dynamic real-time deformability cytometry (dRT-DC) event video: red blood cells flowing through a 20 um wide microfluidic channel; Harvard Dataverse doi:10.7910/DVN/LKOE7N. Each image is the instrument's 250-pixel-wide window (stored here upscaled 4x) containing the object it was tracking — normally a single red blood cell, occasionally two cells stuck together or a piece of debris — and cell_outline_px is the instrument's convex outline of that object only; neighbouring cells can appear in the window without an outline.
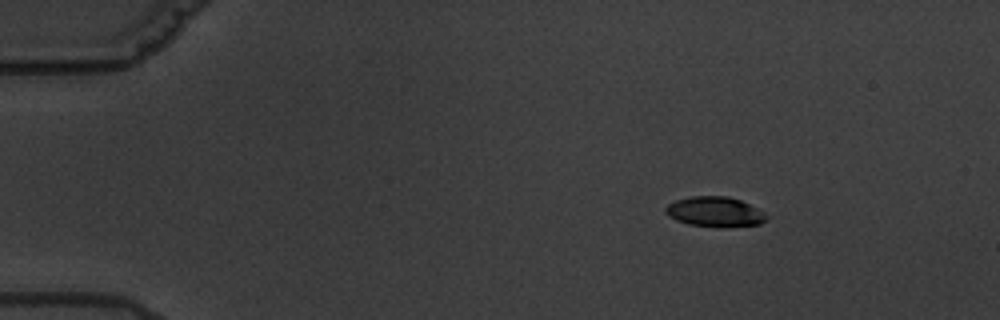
{"species": "common noctule bat (a hibernating species)", "species_latin": "Nyctalus noctula", "temperature_condition": "warm", "stored_images_in_passage": 3, "camera_frame_rate_fps": 3000, "um_per_image_px": 0.085, "animal": {"sex": "male", "body_mass_g": 19.5, "forearm_length_mm": 54.6}, "frame": {"image": 1, "passage_image": 1, "time_ms": 0.0, "image_size_px": [1000, 320], "cell_outline_px": [[768, 220], [760, 224], [724, 228], [720, 228], [688, 224], [676, 220], [668, 216], [664, 212], [664, 208], [668, 204], [676, 200], [692, 196], [728, 196], [740, 200], [764, 212], [768, 216]], "centroid_in_image_um": [60.77, 18.02], "position_along_channel_um": 24.2, "area_um2": 17.92}}